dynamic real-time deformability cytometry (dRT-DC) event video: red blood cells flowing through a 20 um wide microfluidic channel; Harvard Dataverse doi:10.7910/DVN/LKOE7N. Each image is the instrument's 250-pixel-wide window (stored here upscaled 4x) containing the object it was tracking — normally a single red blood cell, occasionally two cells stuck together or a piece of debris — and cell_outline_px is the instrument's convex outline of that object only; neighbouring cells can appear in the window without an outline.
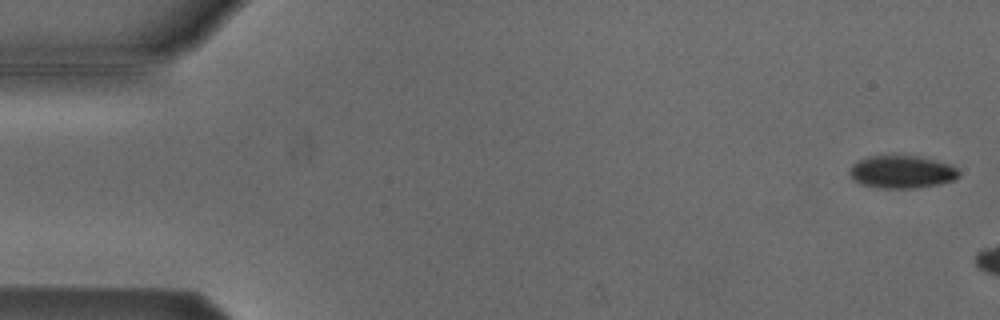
{"species": "Egyptian fruit bat (a non-hibernating species)", "species_latin": "Rousettus aegyptiacus", "temperature_condition": "cold", "stored_images_in_passage": 7, "camera_frame_rate_fps": 3000, "um_per_image_px": 0.085, "animal": {"sex": "male"}, "frame": {"image": 1, "passage_image": 2, "time_ms": 0.333, "image_size_px": [1000, 320], "cell_outline_px": [[960, 176], [952, 180], [936, 184], [912, 188], [884, 188], [864, 184], [852, 180], [848, 172], [852, 164], [868, 156], [916, 156], [936, 160], [952, 164], [960, 172]], "centroid_in_image_um": [76.65, 14.6], "position_along_channel_um": 8.3, "area_um2": 20.63}}